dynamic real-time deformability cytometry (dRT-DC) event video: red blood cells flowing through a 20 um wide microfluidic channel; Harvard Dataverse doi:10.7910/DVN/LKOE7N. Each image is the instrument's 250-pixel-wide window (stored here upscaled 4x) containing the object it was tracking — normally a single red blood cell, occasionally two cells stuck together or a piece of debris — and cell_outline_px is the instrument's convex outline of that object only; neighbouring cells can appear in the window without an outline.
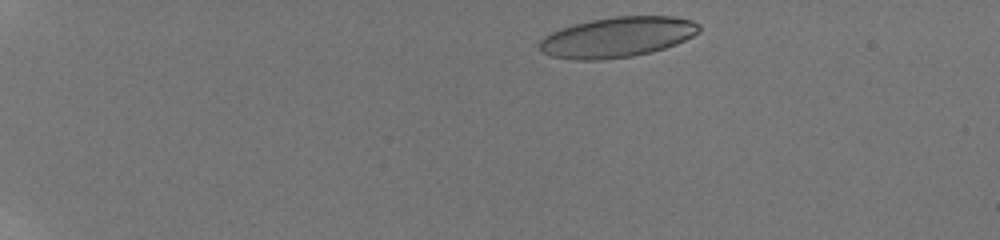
{"species": "human", "species_latin": "Homo sapiens", "temperature_condition": "room temperature", "stored_images_in_passage": 44, "camera_frame_rate_fps": 3000, "um_per_image_px": 0.085, "donor": {"sex": "male"}, "frame": {"image": 1, "passage_image": 2, "time_ms": 0.333, "image_size_px": [1000, 240], "cell_outline_px": [[700, 32], [676, 44], [664, 48], [632, 56], [596, 60], [576, 60], [552, 56], [544, 52], [540, 48], [540, 40], [544, 36], [560, 28], [572, 24], [592, 20], [616, 16], [672, 16], [692, 20], [700, 24]], "centroid_in_image_um": [52.49, 3.14], "position_along_channel_um": 32.5, "area_um2": 37.28}}
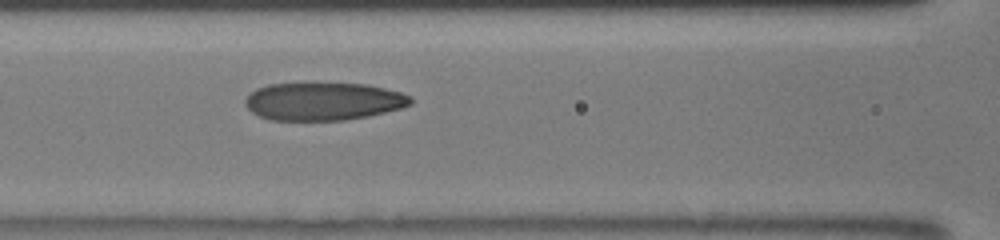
{"frame": {"image": 2, "passage_image": 24, "time_ms": 5.667, "image_size_px": [1000, 240], "cell_outline_px": [[412, 104], [400, 108], [368, 116], [344, 120], [268, 120], [252, 112], [244, 104], [244, 100], [256, 88], [268, 84], [304, 80], [312, 80], [368, 84], [400, 92], [412, 96]], "centroid_in_image_um": [27.45, 8.56], "position_along_channel_um": 139.2, "area_um2": 37.86}}
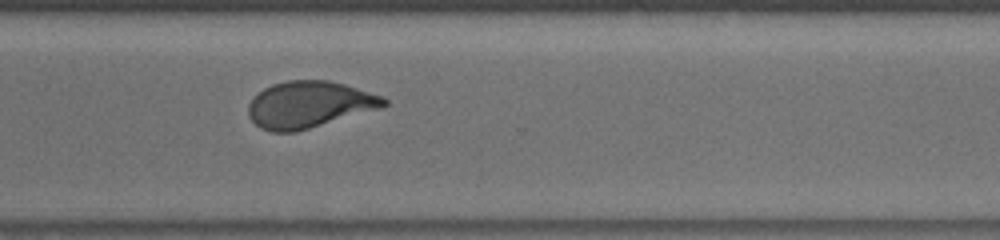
{"frame": {"image": 3, "passage_image": 43, "time_ms": 10.667, "image_size_px": [1000, 240], "cell_outline_px": [[388, 104], [380, 108], [296, 132], [272, 132], [260, 128], [248, 116], [248, 104], [252, 96], [256, 92], [272, 84], [288, 80], [328, 80], [344, 84], [384, 96], [388, 100]], "centroid_in_image_um": [26.25, 8.88], "position_along_channel_um": 344.4, "area_um2": 36.99}}